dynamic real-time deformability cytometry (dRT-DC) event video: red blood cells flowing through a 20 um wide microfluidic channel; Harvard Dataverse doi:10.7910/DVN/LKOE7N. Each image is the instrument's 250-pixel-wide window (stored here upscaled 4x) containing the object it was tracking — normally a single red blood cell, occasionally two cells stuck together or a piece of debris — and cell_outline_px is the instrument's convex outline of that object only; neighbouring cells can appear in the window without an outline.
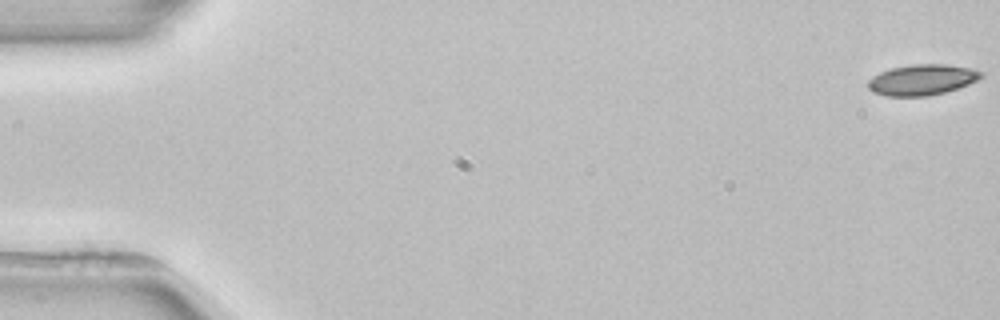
{"species": "common noctule bat (a hibernating species)", "species_latin": "Nyctalus noctula", "temperature_condition": "room temperature", "stored_images_in_passage": 5, "segment_of_instrument_passage": [2, 2], "camera_frame_rate_fps": 3000, "um_per_image_px": 0.085, "animal": {"sex": "female", "body_mass_g": 22.7, "forearm_length_mm": 54.2}, "frame": {"image": 1, "passage_image": 5, "time_ms": 6.0, "image_size_px": [1000, 320], "cell_outline_px": [[984, 76], [968, 84], [944, 92], [928, 96], [884, 96], [872, 92], [868, 88], [868, 80], [872, 76], [880, 72], [892, 68], [912, 64], [944, 64], [968, 68], [984, 72]], "centroid_in_image_um": [78.34, 6.78], "position_along_channel_um": 6.7, "area_um2": 20.17}}